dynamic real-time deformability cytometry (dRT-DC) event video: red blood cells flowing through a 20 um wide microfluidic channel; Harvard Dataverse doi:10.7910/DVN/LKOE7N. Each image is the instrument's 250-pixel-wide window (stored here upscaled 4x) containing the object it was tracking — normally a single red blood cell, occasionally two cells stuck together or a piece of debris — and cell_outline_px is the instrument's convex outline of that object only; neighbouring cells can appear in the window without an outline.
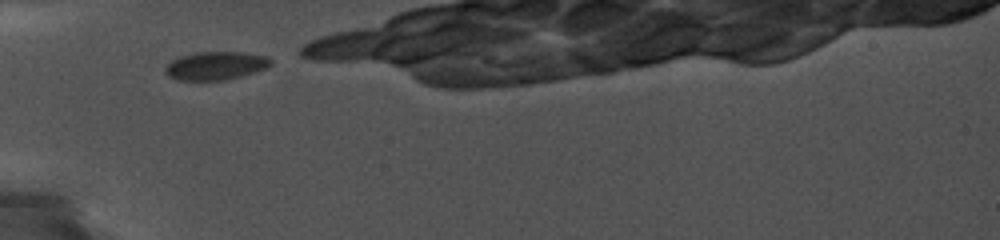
{"species": "common noctule bat (a hibernating species)", "species_latin": "Nyctalus noctula", "temperature_condition": "cold", "stored_images_in_passage": 7, "camera_frame_rate_fps": 5000, "um_per_image_px": 0.085, "animal": {"sex": "female", "body_mass_g": 19.0, "forearm_length_mm": 56.7}, "frame": {"image": 1, "passage_image": 1, "time_ms": 0.0, "image_size_px": [1000, 240], "cell_outline_px": [[272, 64], [264, 68], [240, 76], [224, 80], [176, 80], [168, 76], [164, 72], [164, 68], [172, 60], [180, 56], [196, 52], [244, 52], [268, 56], [272, 60]], "centroid_in_image_um": [18.3, 5.58], "position_along_channel_um": 66.7, "area_um2": 17.34}}